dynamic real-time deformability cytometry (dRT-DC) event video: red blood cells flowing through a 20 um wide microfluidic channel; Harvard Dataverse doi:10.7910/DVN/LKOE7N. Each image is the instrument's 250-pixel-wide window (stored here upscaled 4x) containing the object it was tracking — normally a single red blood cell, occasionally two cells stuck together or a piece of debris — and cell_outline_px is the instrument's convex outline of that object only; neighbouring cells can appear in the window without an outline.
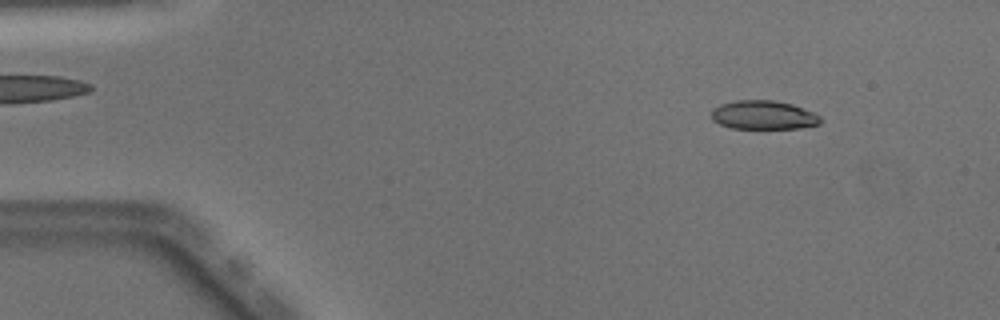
{"species": "Egyptian fruit bat (a non-hibernating species)", "species_latin": "Rousettus aegyptiacus", "temperature_condition": "warm", "stored_images_in_passage": 50, "camera_frame_rate_fps": 3000, "um_per_image_px": 0.085, "animal": {"sex": "male"}, "frame": {"image": 1, "passage_image": 5, "time_ms": 1.333, "image_size_px": [1000, 320], "cell_outline_px": [[820, 124], [800, 128], [732, 128], [720, 124], [712, 120], [712, 108], [720, 104], [736, 100], [772, 100], [792, 104], [812, 112], [820, 116]], "centroid_in_image_um": [64.87, 9.77], "position_along_channel_um": 20.1, "area_um2": 18.21}}
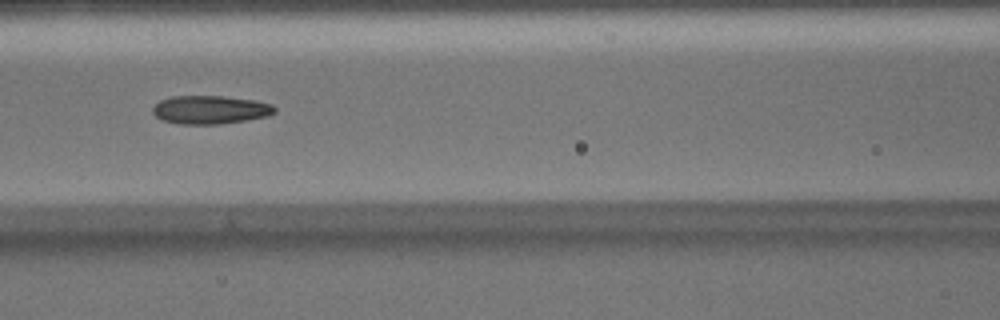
{"frame": {"image": 2, "passage_image": 21, "time_ms": 6.667, "image_size_px": [1000, 320], "cell_outline_px": [[276, 112], [268, 116], [244, 120], [216, 124], [176, 124], [164, 120], [156, 116], [152, 112], [152, 108], [160, 100], [172, 96], [224, 96], [256, 100], [272, 104], [276, 108]], "centroid_in_image_um": [17.88, 9.32], "position_along_channel_um": 148.7, "area_um2": 20.17}}
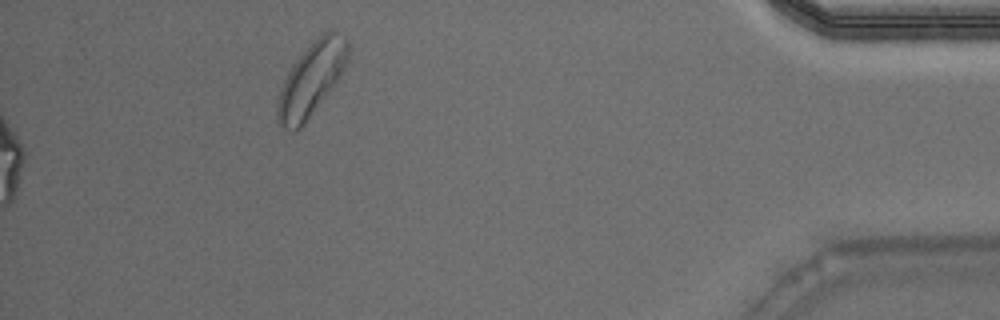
{"frame": {"image": 3, "passage_image": 50, "time_ms": 16.333, "image_size_px": [1000, 320], "cell_outline_px": [[348, 60], [340, 76], [332, 88], [304, 124], [300, 128], [284, 128], [276, 120], [276, 112], [280, 88], [292, 64], [316, 36], [328, 28], [348, 36]], "centroid_in_image_um": [26.49, 6.64], "position_along_channel_um": 408.7, "area_um2": 30.17}, "authors_computed_cell_mechanics": {"area_um2": 20.1433, "velocity_mm_per_s": 4.0579, "shape_relaxation_time_tau1_ms": null, "shape_relaxation_time_tau2_ms": 2.6208, "deformation_change_tau1": null, "deformation_change_tau2": 0.1093}}